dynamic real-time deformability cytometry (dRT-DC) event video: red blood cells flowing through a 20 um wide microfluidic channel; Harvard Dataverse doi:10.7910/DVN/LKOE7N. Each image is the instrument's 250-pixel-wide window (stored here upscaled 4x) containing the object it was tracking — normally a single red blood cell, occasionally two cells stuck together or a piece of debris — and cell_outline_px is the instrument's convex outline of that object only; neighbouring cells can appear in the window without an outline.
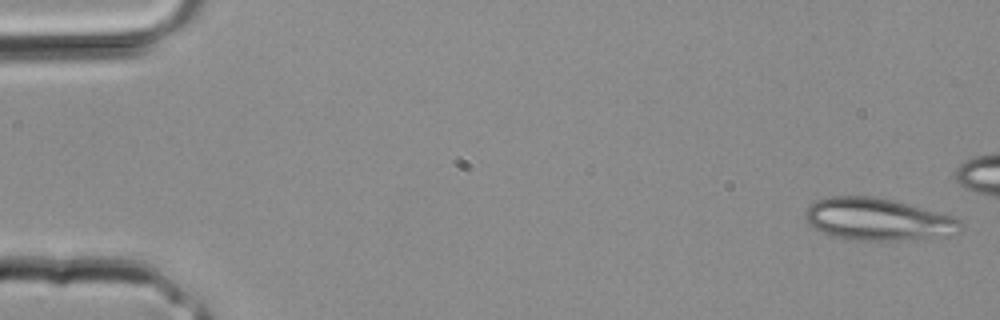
{"species": "common noctule bat (a hibernating species)", "species_latin": "Nyctalus noctula", "temperature_condition": "room temperature", "stored_images_in_passage": 11, "camera_frame_rate_fps": 3000, "um_per_image_px": 0.085, "animal": {"sex": "male", "body_mass_g": 20.4}, "frame": {"image": 1, "passage_image": 1, "time_ms": 0.0, "image_size_px": [1000, 320], "cell_outline_px": [[964, 228], [960, 232], [948, 236], [896, 240], [852, 240], [832, 236], [812, 228], [808, 224], [804, 216], [804, 212], [808, 204], [816, 200], [828, 196], [876, 196], [896, 200], [956, 216], [964, 224]], "centroid_in_image_um": [74.64, 18.63], "position_along_channel_um": 10.4, "area_um2": 39.13}}